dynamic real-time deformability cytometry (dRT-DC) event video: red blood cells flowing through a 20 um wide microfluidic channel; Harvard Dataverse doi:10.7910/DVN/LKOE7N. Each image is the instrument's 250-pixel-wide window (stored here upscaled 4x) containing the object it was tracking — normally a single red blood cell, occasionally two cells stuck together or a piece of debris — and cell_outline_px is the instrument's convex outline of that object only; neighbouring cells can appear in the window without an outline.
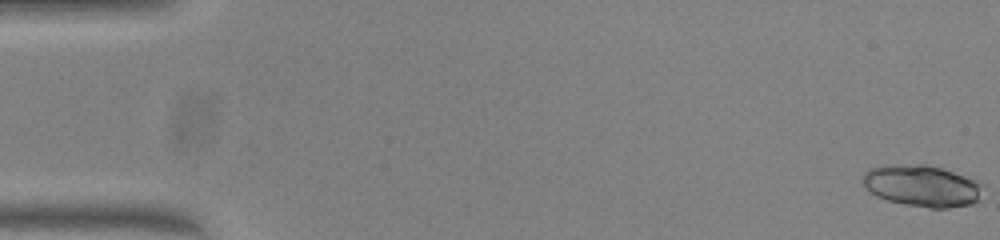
{"species": "common noctule bat (a hibernating species)", "species_latin": "Nyctalus noctula", "temperature_condition": "warm", "stored_images_in_passage": 51, "camera_frame_rate_fps": 3000, "um_per_image_px": 0.085, "animal": {"sex": "female", "body_mass_g": 23.0, "forearm_length_mm": 53.4}, "frame": {"image": 1, "passage_image": 1, "time_ms": 0.0, "image_size_px": [1000, 240], "cell_outline_px": [[984, 184], [976, 200], [972, 204], [948, 208], [932, 208], [904, 204], [888, 200], [876, 196], [860, 180], [864, 172], [868, 168], [884, 164], [928, 164], [964, 176]], "centroid_in_image_um": [78.31, 15.78], "position_along_channel_um": 6.7, "area_um2": 29.07}}
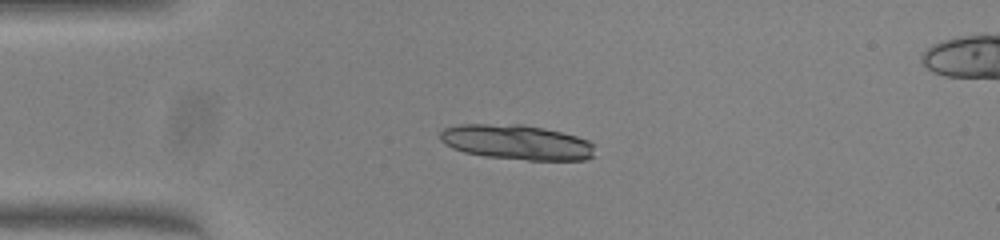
{"frame": {"image": 2, "passage_image": 13, "time_ms": 4.0, "image_size_px": [1000, 240], "cell_outline_px": [[596, 156], [584, 160], [528, 160], [484, 156], [464, 152], [452, 148], [444, 144], [440, 140], [440, 132], [444, 128], [460, 124], [524, 124], [544, 128], [576, 136], [588, 140], [592, 144]], "centroid_in_image_um": [43.91, 12.09], "position_along_channel_um": 41.1, "area_um2": 31.67}, "authors_computed_cell_mechanics": {"area_um2": 29.2468, "velocity_mm_per_s": 4.036, "shape_relaxation_time_tau1_ms": 1.1427, "shape_relaxation_time_tau2_ms": null, "deformation_change_tau1": 0.3152, "deformation_change_tau2": null}}